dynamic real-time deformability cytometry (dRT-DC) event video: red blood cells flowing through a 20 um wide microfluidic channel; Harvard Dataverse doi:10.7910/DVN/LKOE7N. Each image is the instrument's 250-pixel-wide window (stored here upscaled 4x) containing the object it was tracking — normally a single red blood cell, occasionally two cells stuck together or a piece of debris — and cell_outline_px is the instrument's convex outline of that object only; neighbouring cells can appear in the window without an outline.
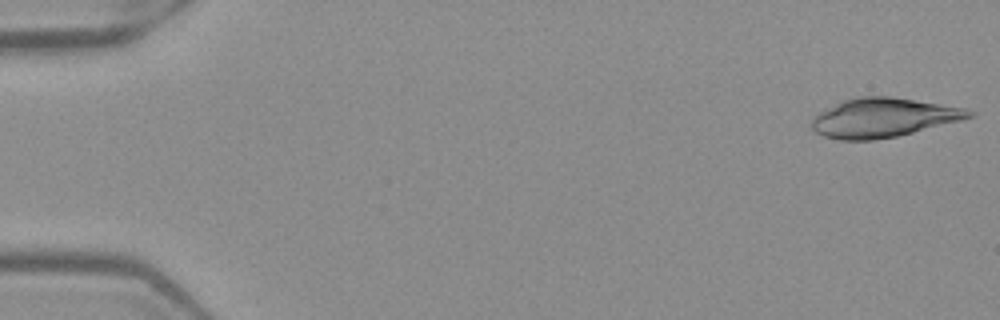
{"species": "Egyptian fruit bat (a non-hibernating species)", "species_latin": "Rousettus aegyptiacus", "temperature_condition": "warm", "stored_images_in_passage": 50, "camera_frame_rate_fps": 3000, "um_per_image_px": 0.085, "frame": {"image": 1, "passage_image": 1, "time_ms": 0.0, "image_size_px": [1000, 320], "cell_outline_px": [[976, 112], [972, 116], [960, 120], [896, 136], [872, 140], [840, 140], [824, 136], [816, 132], [808, 124], [820, 112], [844, 100], [856, 96], [892, 96], [968, 108]], "centroid_in_image_um": [75.08, 9.99], "position_along_channel_um": 9.9, "area_um2": 35.66}}
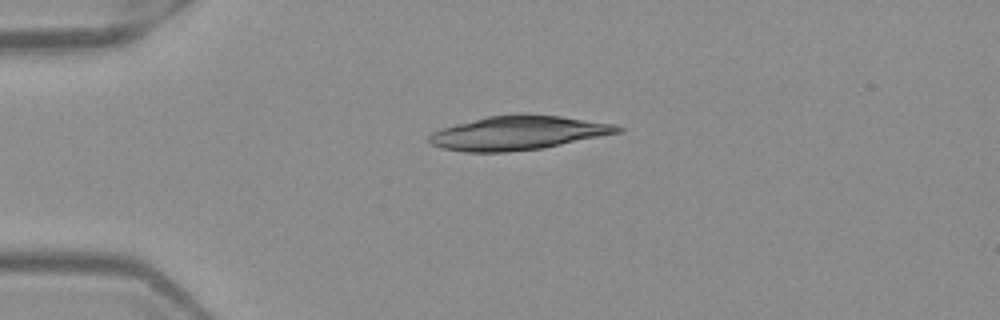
{"frame": {"image": 2, "passage_image": 12, "time_ms": 3.667, "image_size_px": [1000, 320], "cell_outline_px": [[624, 128], [620, 132], [544, 148], [508, 152], [464, 152], [444, 148], [432, 144], [428, 140], [428, 136], [432, 132], [440, 128], [488, 116], [560, 116], [616, 124]], "centroid_in_image_um": [44.02, 11.33], "position_along_channel_um": 41.0, "area_um2": 36.53}}